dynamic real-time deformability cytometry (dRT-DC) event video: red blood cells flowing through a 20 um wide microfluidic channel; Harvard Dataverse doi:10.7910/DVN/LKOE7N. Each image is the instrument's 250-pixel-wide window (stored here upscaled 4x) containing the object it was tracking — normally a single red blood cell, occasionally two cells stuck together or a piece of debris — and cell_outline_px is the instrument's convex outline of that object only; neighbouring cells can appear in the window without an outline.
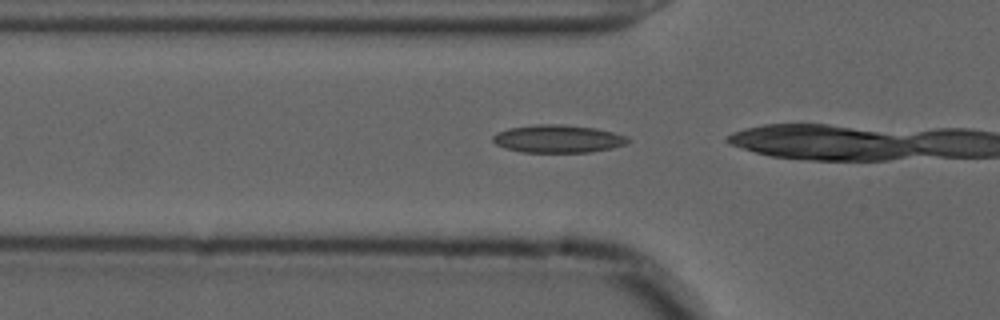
{"species": "common noctule bat (a hibernating species)", "species_latin": "Nyctalus noctula", "temperature_condition": "cold", "stored_images_in_passage": 14, "camera_frame_rate_fps": 3000, "um_per_image_px": 0.085, "animal": {"sex": "male", "forearm_length_mm": 52.5}, "frame": {"image": 1, "passage_image": 13, "time_ms": 4.0, "image_size_px": [1000, 320], "cell_outline_px": [[632, 140], [624, 144], [612, 148], [592, 152], [520, 152], [504, 148], [496, 144], [492, 140], [492, 136], [496, 132], [508, 128], [536, 124], [560, 124], [596, 128], [628, 136]], "centroid_in_image_um": [47.41, 11.79], "position_along_channel_um": 78.4, "area_um2": 22.08}}